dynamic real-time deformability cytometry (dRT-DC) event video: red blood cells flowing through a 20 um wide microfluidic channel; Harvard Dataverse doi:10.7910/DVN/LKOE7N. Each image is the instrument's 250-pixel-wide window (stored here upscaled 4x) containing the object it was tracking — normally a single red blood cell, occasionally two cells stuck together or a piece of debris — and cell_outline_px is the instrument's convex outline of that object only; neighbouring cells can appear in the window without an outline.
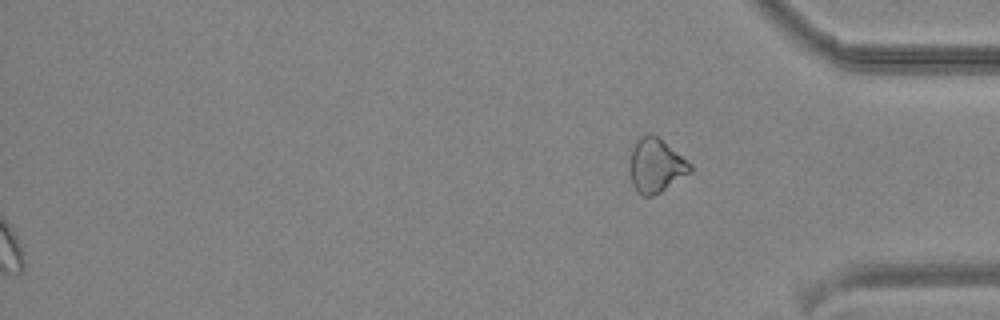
{"species": "common noctule bat (a hibernating species)", "species_latin": "Nyctalus noctula", "temperature_condition": "cold", "stored_images_in_passage": 45, "segment_of_instrument_passage": [2, 2], "camera_frame_rate_fps": 3000, "um_per_image_px": 0.085, "animal": {"sex": "male", "body_mass_g": 19.2, "forearm_length_mm": 51.8}, "frame": {"image": 1, "passage_image": 45, "time_ms": 14.667, "image_size_px": [1000, 320], "cell_outline_px": [[692, 172], [660, 192], [652, 196], [644, 196], [636, 192], [632, 184], [628, 168], [628, 164], [632, 148], [636, 140], [640, 136], [648, 132], [652, 132], [692, 164]], "centroid_in_image_um": [55.71, 14.06], "position_along_channel_um": 379.5, "area_um2": 19.36}}